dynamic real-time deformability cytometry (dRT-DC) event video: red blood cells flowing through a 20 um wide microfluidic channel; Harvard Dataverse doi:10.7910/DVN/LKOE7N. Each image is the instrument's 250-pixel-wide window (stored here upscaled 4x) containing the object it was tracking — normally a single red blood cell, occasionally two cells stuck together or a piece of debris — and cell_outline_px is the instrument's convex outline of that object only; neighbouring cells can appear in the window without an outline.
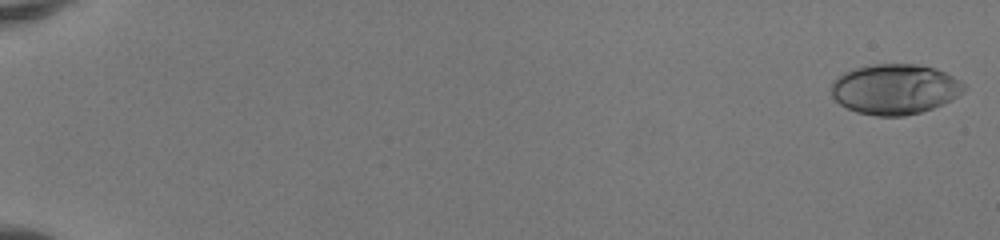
{"species": "human", "species_latin": "Homo sapiens", "temperature_condition": "room temperature", "stored_images_in_passage": 51, "camera_frame_rate_fps": 3000, "um_per_image_px": 0.085, "donor": {"sex": "female"}, "frame": {"image": 1, "passage_image": 1, "time_ms": 0.0, "image_size_px": [1000, 240], "cell_outline_px": [[968, 88], [964, 92], [932, 108], [920, 112], [904, 116], [876, 116], [856, 112], [840, 104], [832, 96], [832, 80], [836, 76], [852, 68], [872, 64], [916, 64], [932, 68], [944, 72], [960, 80]], "centroid_in_image_um": [76.03, 7.57], "position_along_channel_um": 9.0, "area_um2": 38.84}}
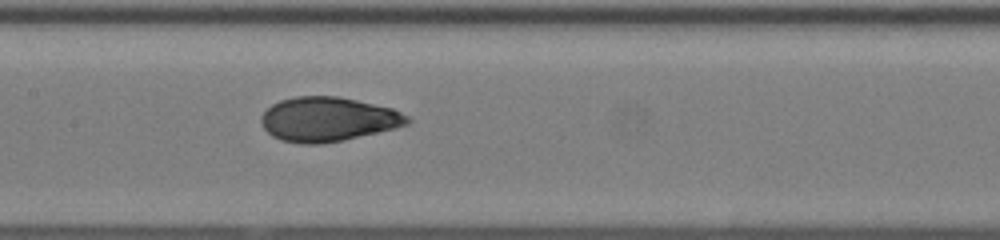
{"frame": {"image": 2, "passage_image": 28, "time_ms": 9.0, "image_size_px": [1000, 240], "cell_outline_px": [[412, 120], [408, 124], [396, 128], [344, 140], [320, 144], [300, 144], [280, 140], [272, 136], [264, 128], [260, 120], [260, 116], [272, 104], [280, 100], [296, 96], [340, 96], [392, 108], [408, 116]], "centroid_in_image_um": [27.87, 10.14], "position_along_channel_um": 179.5, "area_um2": 37.97}}
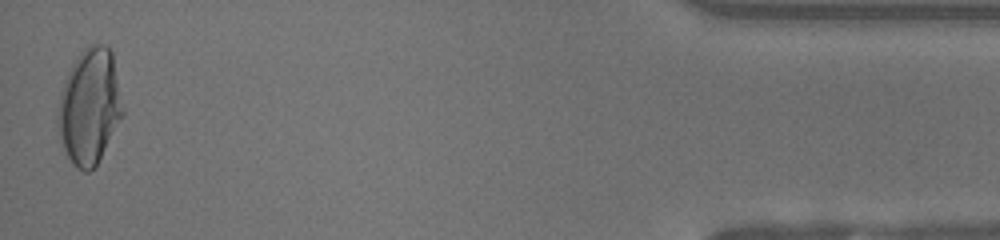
{"frame": {"image": 3, "passage_image": 51, "time_ms": 16.667, "image_size_px": [1000, 240], "cell_outline_px": [[124, 116], [96, 164], [88, 172], [84, 172], [76, 168], [72, 164], [60, 140], [56, 124], [56, 112], [60, 96], [68, 72], [72, 64], [80, 52], [88, 44], [108, 44], [112, 52], [124, 108]], "centroid_in_image_um": [7.61, 9.04], "position_along_channel_um": 427.6, "area_um2": 43.99}, "authors_computed_cell_mechanics": {"area_um2": 37.7434, "velocity_mm_per_s": 4.1583, "shape_relaxation_time_tau1_ms": 6.0166, "shape_relaxation_time_tau2_ms": null, "deformation_change_tau1": 0.2472, "deformation_change_tau2": null}}